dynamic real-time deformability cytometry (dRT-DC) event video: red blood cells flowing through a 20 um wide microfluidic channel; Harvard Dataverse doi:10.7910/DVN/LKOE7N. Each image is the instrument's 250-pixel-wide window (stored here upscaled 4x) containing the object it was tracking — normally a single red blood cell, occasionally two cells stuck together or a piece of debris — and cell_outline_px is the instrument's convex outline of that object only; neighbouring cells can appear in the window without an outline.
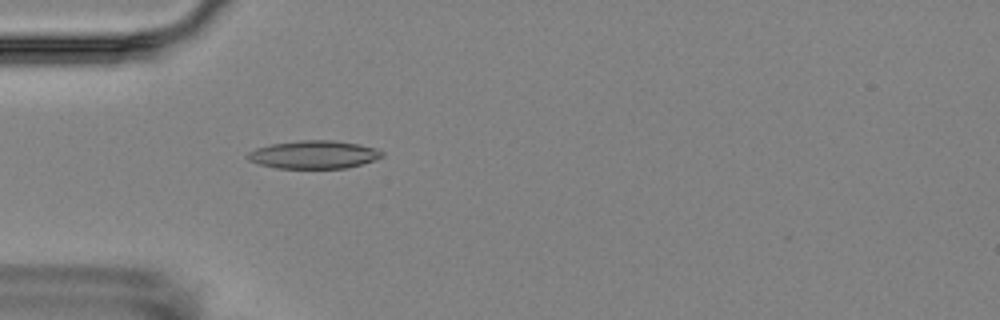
{"species": "Egyptian fruit bat (a non-hibernating species)", "species_latin": "Rousettus aegyptiacus", "temperature_condition": "room temperature", "stored_images_in_passage": 5, "camera_frame_rate_fps": 3000, "um_per_image_px": 0.085, "animal": {"sex": "female"}, "frame": {"image": 1, "passage_image": 5, "time_ms": 4.667, "image_size_px": [1000, 320], "cell_outline_px": [[384, 156], [376, 160], [348, 168], [276, 168], [260, 164], [248, 160], [244, 156], [248, 152], [256, 148], [272, 144], [300, 140], [332, 140], [360, 144], [376, 148], [384, 152]], "centroid_in_image_um": [26.7, 13.14], "position_along_channel_um": 58.3, "area_um2": 22.14}}